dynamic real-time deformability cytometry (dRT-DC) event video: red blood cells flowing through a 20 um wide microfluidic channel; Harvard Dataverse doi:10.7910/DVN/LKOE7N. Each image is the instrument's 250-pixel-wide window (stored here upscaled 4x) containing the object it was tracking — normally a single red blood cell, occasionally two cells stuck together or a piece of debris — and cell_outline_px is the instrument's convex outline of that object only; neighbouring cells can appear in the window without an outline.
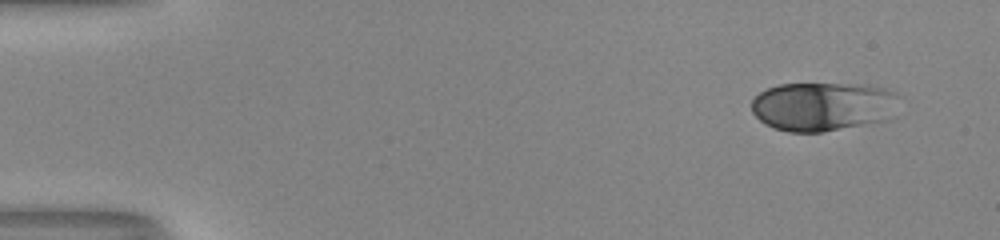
{"species": "human", "species_latin": "Homo sapiens", "temperature_condition": "room temperature", "stored_images_in_passage": 49, "camera_frame_rate_fps": 3000, "um_per_image_px": 0.085, "donor": {"sex": "male"}, "frame": {"image": 1, "passage_image": 1, "time_ms": 0.0, "image_size_px": [1000, 240], "cell_outline_px": [[896, 96], [880, 120], [820, 132], [788, 132], [776, 128], [760, 120], [752, 112], [752, 100], [760, 92], [768, 88], [780, 84], [840, 84], [884, 88], [896, 92]], "centroid_in_image_um": [69.75, 9.03], "position_along_channel_um": 15.3, "area_um2": 40.17}}
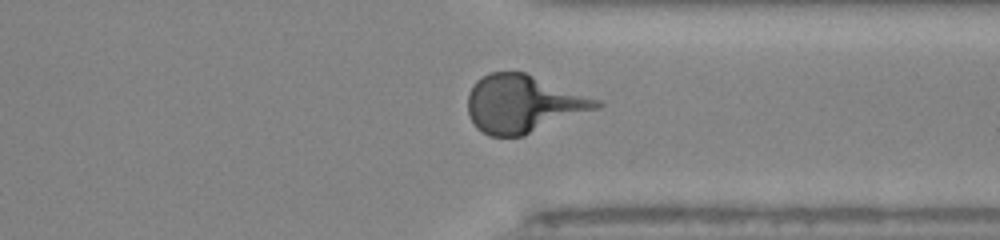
{"frame": {"image": 2, "passage_image": 37, "time_ms": 12.0, "image_size_px": [1000, 240], "cell_outline_px": [[604, 104], [600, 108], [524, 136], [488, 136], [476, 128], [468, 112], [468, 92], [476, 80], [488, 72], [524, 72], [600, 100]], "centroid_in_image_um": [44.47, 8.84], "position_along_channel_um": 366.9, "area_um2": 43.35}}
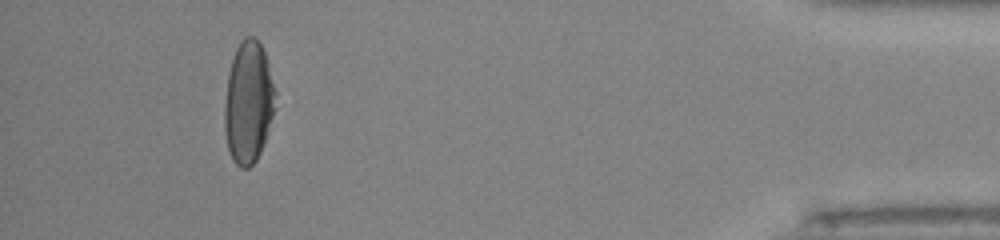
{"frame": {"image": 3, "passage_image": 45, "time_ms": 14.667, "image_size_px": [1000, 240], "cell_outline_px": [[276, 108], [260, 152], [256, 160], [248, 168], [240, 168], [232, 160], [228, 152], [224, 128], [224, 104], [228, 72], [232, 56], [240, 40], [244, 36], [252, 36], [260, 44], [264, 52], [268, 64], [276, 92]], "centroid_in_image_um": [21.1, 8.7], "position_along_channel_um": 414.1, "area_um2": 36.53}}